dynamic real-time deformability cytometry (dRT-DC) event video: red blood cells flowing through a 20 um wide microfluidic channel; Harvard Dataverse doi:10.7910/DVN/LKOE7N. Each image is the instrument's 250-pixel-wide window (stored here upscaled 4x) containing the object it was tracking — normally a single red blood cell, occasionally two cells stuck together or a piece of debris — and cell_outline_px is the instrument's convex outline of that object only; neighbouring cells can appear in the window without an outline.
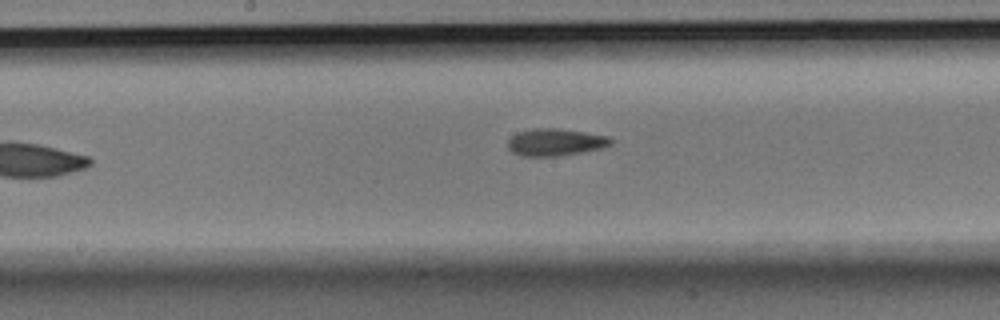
{"species": "Egyptian fruit bat (a non-hibernating species)", "species_latin": "Rousettus aegyptiacus", "temperature_condition": "room temperature", "stored_images_in_passage": 9, "camera_frame_rate_fps": 3000, "um_per_image_px": 0.085, "animal": {"sex": "male"}, "frame": {"image": 1, "passage_image": 8, "time_ms": 2.333, "image_size_px": [1000, 320], "cell_outline_px": [[616, 140], [612, 144], [604, 148], [560, 156], [524, 156], [512, 152], [508, 148], [508, 140], [512, 136], [520, 132], [536, 128], [556, 128], [584, 132], [608, 136]], "centroid_in_image_um": [47.27, 12.09], "position_along_channel_um": 200.9, "area_um2": 16.36}}
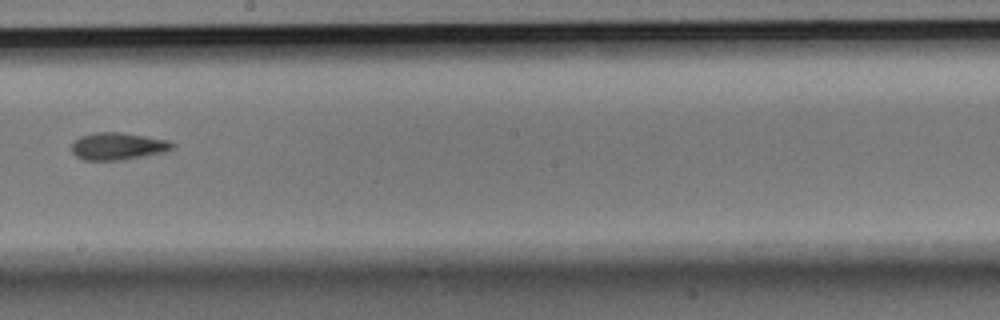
{"frame": {"image": 2, "passage_image": 9, "time_ms": 2.667, "image_size_px": [1000, 320], "cell_outline_px": [[176, 148], [164, 152], [120, 160], [84, 160], [76, 156], [72, 152], [72, 144], [80, 136], [96, 132], [120, 132], [168, 140], [176, 144]], "centroid_in_image_um": [10.04, 12.42], "position_along_channel_um": 238.2, "area_um2": 15.95}}